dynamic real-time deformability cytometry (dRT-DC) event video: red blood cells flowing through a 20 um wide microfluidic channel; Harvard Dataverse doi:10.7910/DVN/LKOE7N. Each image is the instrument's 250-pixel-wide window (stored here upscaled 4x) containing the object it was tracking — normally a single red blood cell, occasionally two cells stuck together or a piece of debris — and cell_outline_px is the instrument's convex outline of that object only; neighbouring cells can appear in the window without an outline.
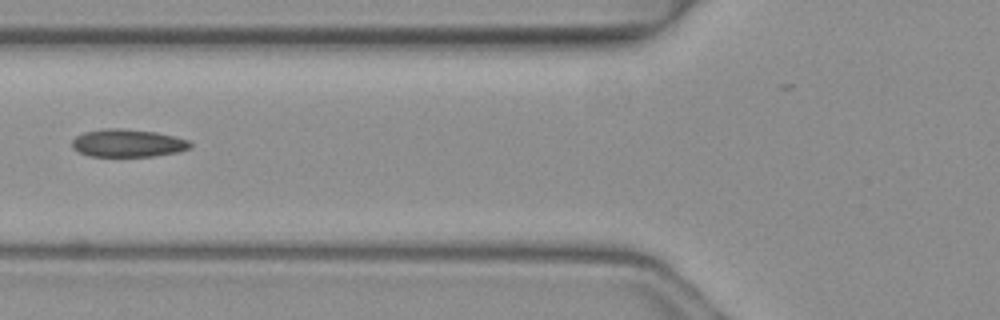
{"species": "common noctule bat (a hibernating species)", "species_latin": "Nyctalus noctula", "temperature_condition": "warm", "stored_images_in_passage": 2, "camera_frame_rate_fps": 3000, "um_per_image_px": 0.085, "animal": {"sex": "female", "body_mass_g": 19.3, "forearm_length_mm": 54.1}, "frame": {"image": 1, "passage_image": 2, "time_ms": 0.333, "image_size_px": [1000, 320], "cell_outline_px": [[192, 148], [180, 152], [156, 156], [88, 156], [72, 148], [72, 140], [76, 136], [84, 132], [104, 128], [120, 128], [156, 132], [188, 140], [192, 144]], "centroid_in_image_um": [10.87, 12.17], "position_along_channel_um": 114.9, "area_um2": 19.25}}